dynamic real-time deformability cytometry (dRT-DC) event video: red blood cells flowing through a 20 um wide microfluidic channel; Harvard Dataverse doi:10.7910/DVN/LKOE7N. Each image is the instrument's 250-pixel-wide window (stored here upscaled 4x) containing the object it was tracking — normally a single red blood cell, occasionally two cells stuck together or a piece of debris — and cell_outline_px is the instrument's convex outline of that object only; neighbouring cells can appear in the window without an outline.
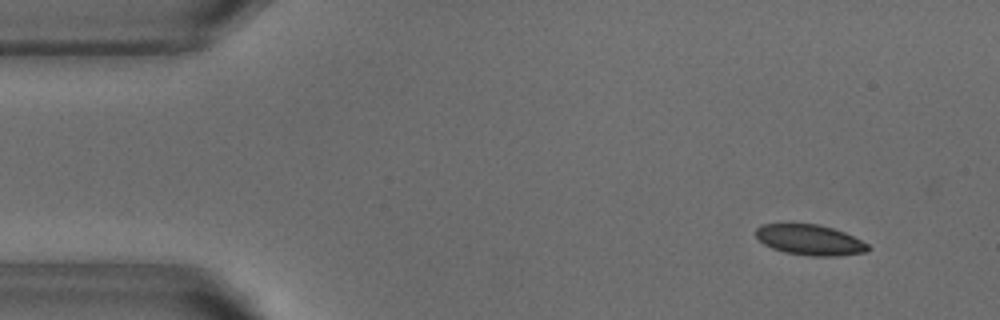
{"species": "common noctule bat (a hibernating species)", "species_latin": "Nyctalus noctula", "temperature_condition": "warm", "stored_images_in_passage": 48, "camera_frame_rate_fps": 3000, "um_per_image_px": 0.085, "animal": {"sex": "male", "body_mass_g": 18.8}, "frame": {"image": 1, "passage_image": 1, "time_ms": 0.0, "image_size_px": [1000, 320], "cell_outline_px": [[872, 248], [868, 252], [836, 256], [812, 256], [784, 252], [772, 248], [764, 244], [756, 236], [756, 228], [760, 224], [820, 224], [844, 232], [868, 244]], "centroid_in_image_um": [68.85, 20.4], "position_along_channel_um": 16.1, "area_um2": 19.94}}
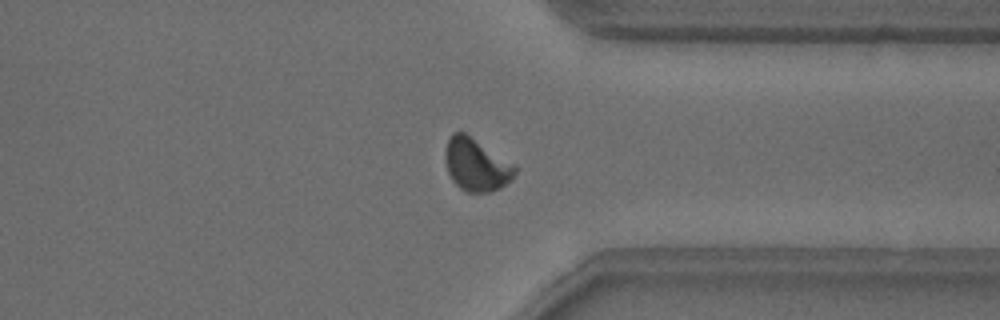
{"frame": {"image": 2, "passage_image": 36, "time_ms": 11.667, "image_size_px": [1000, 320], "cell_outline_px": [[516, 172], [512, 180], [500, 188], [492, 192], [468, 192], [460, 188], [452, 180], [448, 172], [444, 156], [444, 152], [448, 140], [452, 132], [464, 132], [516, 164]], "centroid_in_image_um": [40.5, 14.0], "position_along_channel_um": 370.9, "area_um2": 21.56}}
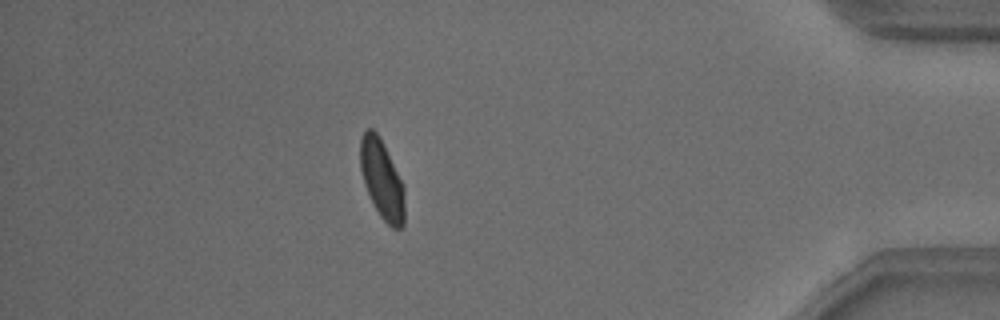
{"frame": {"image": 3, "passage_image": 42, "time_ms": 13.667, "image_size_px": [1000, 320], "cell_outline_px": [[404, 224], [400, 228], [392, 228], [380, 216], [364, 184], [360, 168], [360, 140], [364, 132], [368, 128], [372, 128], [380, 136], [404, 184]], "centroid_in_image_um": [32.47, 15.22], "position_along_channel_um": 402.7, "area_um2": 20.4}, "authors_computed_cell_mechanics": {"area_um2": 20.8369, "velocity_mm_per_s": 3.8224, "shape_relaxation_time_tau1_ms": 4.6211, "shape_relaxation_time_tau2_ms": null, "deformation_change_tau1": 0.1279, "deformation_change_tau2": null}}